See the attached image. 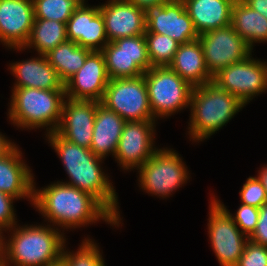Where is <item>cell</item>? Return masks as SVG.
I'll return each instance as SVG.
<instances>
[{"label":"cell","instance_id":"obj_14","mask_svg":"<svg viewBox=\"0 0 267 266\" xmlns=\"http://www.w3.org/2000/svg\"><path fill=\"white\" fill-rule=\"evenodd\" d=\"M171 37L179 44L199 37L182 0H169L146 11V32Z\"/></svg>","mask_w":267,"mask_h":266},{"label":"cell","instance_id":"obj_37","mask_svg":"<svg viewBox=\"0 0 267 266\" xmlns=\"http://www.w3.org/2000/svg\"><path fill=\"white\" fill-rule=\"evenodd\" d=\"M245 3L267 18V0H247Z\"/></svg>","mask_w":267,"mask_h":266},{"label":"cell","instance_id":"obj_33","mask_svg":"<svg viewBox=\"0 0 267 266\" xmlns=\"http://www.w3.org/2000/svg\"><path fill=\"white\" fill-rule=\"evenodd\" d=\"M236 266H267V246L249 240Z\"/></svg>","mask_w":267,"mask_h":266},{"label":"cell","instance_id":"obj_34","mask_svg":"<svg viewBox=\"0 0 267 266\" xmlns=\"http://www.w3.org/2000/svg\"><path fill=\"white\" fill-rule=\"evenodd\" d=\"M18 200L13 196L0 191V225L6 229H10L17 224V217L14 211L13 202Z\"/></svg>","mask_w":267,"mask_h":266},{"label":"cell","instance_id":"obj_18","mask_svg":"<svg viewBox=\"0 0 267 266\" xmlns=\"http://www.w3.org/2000/svg\"><path fill=\"white\" fill-rule=\"evenodd\" d=\"M99 5L109 42L118 38L143 35L146 32V11L127 0L106 1Z\"/></svg>","mask_w":267,"mask_h":266},{"label":"cell","instance_id":"obj_6","mask_svg":"<svg viewBox=\"0 0 267 266\" xmlns=\"http://www.w3.org/2000/svg\"><path fill=\"white\" fill-rule=\"evenodd\" d=\"M149 105L157 120L190 107L193 87L169 66L152 67L144 73Z\"/></svg>","mask_w":267,"mask_h":266},{"label":"cell","instance_id":"obj_25","mask_svg":"<svg viewBox=\"0 0 267 266\" xmlns=\"http://www.w3.org/2000/svg\"><path fill=\"white\" fill-rule=\"evenodd\" d=\"M231 25L252 50L254 43L267 42V18L245 2L234 3Z\"/></svg>","mask_w":267,"mask_h":266},{"label":"cell","instance_id":"obj_3","mask_svg":"<svg viewBox=\"0 0 267 266\" xmlns=\"http://www.w3.org/2000/svg\"><path fill=\"white\" fill-rule=\"evenodd\" d=\"M18 225L7 229L12 232L5 241L1 266H48L61 259L66 238L57 226Z\"/></svg>","mask_w":267,"mask_h":266},{"label":"cell","instance_id":"obj_29","mask_svg":"<svg viewBox=\"0 0 267 266\" xmlns=\"http://www.w3.org/2000/svg\"><path fill=\"white\" fill-rule=\"evenodd\" d=\"M81 3V0H33L34 19L67 23Z\"/></svg>","mask_w":267,"mask_h":266},{"label":"cell","instance_id":"obj_7","mask_svg":"<svg viewBox=\"0 0 267 266\" xmlns=\"http://www.w3.org/2000/svg\"><path fill=\"white\" fill-rule=\"evenodd\" d=\"M182 160L176 150L160 148L137 169L140 189L159 198L172 195L189 180L190 173Z\"/></svg>","mask_w":267,"mask_h":266},{"label":"cell","instance_id":"obj_27","mask_svg":"<svg viewBox=\"0 0 267 266\" xmlns=\"http://www.w3.org/2000/svg\"><path fill=\"white\" fill-rule=\"evenodd\" d=\"M91 52L92 50L67 40L50 50L45 56L65 84L84 65Z\"/></svg>","mask_w":267,"mask_h":266},{"label":"cell","instance_id":"obj_31","mask_svg":"<svg viewBox=\"0 0 267 266\" xmlns=\"http://www.w3.org/2000/svg\"><path fill=\"white\" fill-rule=\"evenodd\" d=\"M213 198L230 214L243 234L249 237L253 233L259 219V208L241 204L235 215H233L216 196H213Z\"/></svg>","mask_w":267,"mask_h":266},{"label":"cell","instance_id":"obj_40","mask_svg":"<svg viewBox=\"0 0 267 266\" xmlns=\"http://www.w3.org/2000/svg\"><path fill=\"white\" fill-rule=\"evenodd\" d=\"M3 231H7L6 228H4L2 225H0V260H2L4 251H5V241L6 237L3 236Z\"/></svg>","mask_w":267,"mask_h":266},{"label":"cell","instance_id":"obj_28","mask_svg":"<svg viewBox=\"0 0 267 266\" xmlns=\"http://www.w3.org/2000/svg\"><path fill=\"white\" fill-rule=\"evenodd\" d=\"M144 36L151 67L169 66L180 44L171 37L157 33H145Z\"/></svg>","mask_w":267,"mask_h":266},{"label":"cell","instance_id":"obj_32","mask_svg":"<svg viewBox=\"0 0 267 266\" xmlns=\"http://www.w3.org/2000/svg\"><path fill=\"white\" fill-rule=\"evenodd\" d=\"M242 204L260 208L267 203V193L258 177L247 178L239 191Z\"/></svg>","mask_w":267,"mask_h":266},{"label":"cell","instance_id":"obj_26","mask_svg":"<svg viewBox=\"0 0 267 266\" xmlns=\"http://www.w3.org/2000/svg\"><path fill=\"white\" fill-rule=\"evenodd\" d=\"M68 40L66 23L56 20L34 19L33 26L23 48H13L17 51L34 47L38 54L45 55L59 44Z\"/></svg>","mask_w":267,"mask_h":266},{"label":"cell","instance_id":"obj_23","mask_svg":"<svg viewBox=\"0 0 267 266\" xmlns=\"http://www.w3.org/2000/svg\"><path fill=\"white\" fill-rule=\"evenodd\" d=\"M198 34L231 24L235 0H182Z\"/></svg>","mask_w":267,"mask_h":266},{"label":"cell","instance_id":"obj_12","mask_svg":"<svg viewBox=\"0 0 267 266\" xmlns=\"http://www.w3.org/2000/svg\"><path fill=\"white\" fill-rule=\"evenodd\" d=\"M198 39L203 48L206 68L212 77L252 54V49L231 24L200 34Z\"/></svg>","mask_w":267,"mask_h":266},{"label":"cell","instance_id":"obj_11","mask_svg":"<svg viewBox=\"0 0 267 266\" xmlns=\"http://www.w3.org/2000/svg\"><path fill=\"white\" fill-rule=\"evenodd\" d=\"M213 82L237 96L245 105L267 90V61L254 59L231 64L213 76Z\"/></svg>","mask_w":267,"mask_h":266},{"label":"cell","instance_id":"obj_42","mask_svg":"<svg viewBox=\"0 0 267 266\" xmlns=\"http://www.w3.org/2000/svg\"><path fill=\"white\" fill-rule=\"evenodd\" d=\"M247 0H235V2H246Z\"/></svg>","mask_w":267,"mask_h":266},{"label":"cell","instance_id":"obj_2","mask_svg":"<svg viewBox=\"0 0 267 266\" xmlns=\"http://www.w3.org/2000/svg\"><path fill=\"white\" fill-rule=\"evenodd\" d=\"M64 165L69 181L64 184L78 188L95 197L121 224L118 196L115 187L104 173L101 164L104 159L97 157L90 149L72 143L56 131L45 134Z\"/></svg>","mask_w":267,"mask_h":266},{"label":"cell","instance_id":"obj_4","mask_svg":"<svg viewBox=\"0 0 267 266\" xmlns=\"http://www.w3.org/2000/svg\"><path fill=\"white\" fill-rule=\"evenodd\" d=\"M246 105L227 90L210 81L193 87L190 98L188 135L193 141H204L219 131Z\"/></svg>","mask_w":267,"mask_h":266},{"label":"cell","instance_id":"obj_39","mask_svg":"<svg viewBox=\"0 0 267 266\" xmlns=\"http://www.w3.org/2000/svg\"><path fill=\"white\" fill-rule=\"evenodd\" d=\"M258 179L261 181L267 193V165L258 170Z\"/></svg>","mask_w":267,"mask_h":266},{"label":"cell","instance_id":"obj_1","mask_svg":"<svg viewBox=\"0 0 267 266\" xmlns=\"http://www.w3.org/2000/svg\"><path fill=\"white\" fill-rule=\"evenodd\" d=\"M34 182L33 205L52 226L74 229L104 220L111 226L117 219L91 194L57 181L36 189Z\"/></svg>","mask_w":267,"mask_h":266},{"label":"cell","instance_id":"obj_19","mask_svg":"<svg viewBox=\"0 0 267 266\" xmlns=\"http://www.w3.org/2000/svg\"><path fill=\"white\" fill-rule=\"evenodd\" d=\"M86 4L82 2L66 23L68 41L92 51H101L109 42L104 20L99 5Z\"/></svg>","mask_w":267,"mask_h":266},{"label":"cell","instance_id":"obj_16","mask_svg":"<svg viewBox=\"0 0 267 266\" xmlns=\"http://www.w3.org/2000/svg\"><path fill=\"white\" fill-rule=\"evenodd\" d=\"M98 101L66 98L56 132L64 139L90 149Z\"/></svg>","mask_w":267,"mask_h":266},{"label":"cell","instance_id":"obj_30","mask_svg":"<svg viewBox=\"0 0 267 266\" xmlns=\"http://www.w3.org/2000/svg\"><path fill=\"white\" fill-rule=\"evenodd\" d=\"M77 250L66 251L65 242L60 259L64 266H105L99 246L92 239L84 238Z\"/></svg>","mask_w":267,"mask_h":266},{"label":"cell","instance_id":"obj_8","mask_svg":"<svg viewBox=\"0 0 267 266\" xmlns=\"http://www.w3.org/2000/svg\"><path fill=\"white\" fill-rule=\"evenodd\" d=\"M101 103L126 122L155 120L149 105L144 74L135 78L109 79Z\"/></svg>","mask_w":267,"mask_h":266},{"label":"cell","instance_id":"obj_5","mask_svg":"<svg viewBox=\"0 0 267 266\" xmlns=\"http://www.w3.org/2000/svg\"><path fill=\"white\" fill-rule=\"evenodd\" d=\"M11 92L8 118L17 128L31 130L47 127V134L57 130L66 99L65 90L23 87L13 88Z\"/></svg>","mask_w":267,"mask_h":266},{"label":"cell","instance_id":"obj_36","mask_svg":"<svg viewBox=\"0 0 267 266\" xmlns=\"http://www.w3.org/2000/svg\"><path fill=\"white\" fill-rule=\"evenodd\" d=\"M127 1L133 3L138 8H141L147 11L151 8L159 7L169 0H127Z\"/></svg>","mask_w":267,"mask_h":266},{"label":"cell","instance_id":"obj_21","mask_svg":"<svg viewBox=\"0 0 267 266\" xmlns=\"http://www.w3.org/2000/svg\"><path fill=\"white\" fill-rule=\"evenodd\" d=\"M39 56V57H38ZM14 62L8 69L16 78L13 88H36L46 90H64V83L58 77L55 68L45 55Z\"/></svg>","mask_w":267,"mask_h":266},{"label":"cell","instance_id":"obj_17","mask_svg":"<svg viewBox=\"0 0 267 266\" xmlns=\"http://www.w3.org/2000/svg\"><path fill=\"white\" fill-rule=\"evenodd\" d=\"M33 21V0H0V42L9 49L25 46Z\"/></svg>","mask_w":267,"mask_h":266},{"label":"cell","instance_id":"obj_38","mask_svg":"<svg viewBox=\"0 0 267 266\" xmlns=\"http://www.w3.org/2000/svg\"><path fill=\"white\" fill-rule=\"evenodd\" d=\"M16 144L0 133V158L7 155Z\"/></svg>","mask_w":267,"mask_h":266},{"label":"cell","instance_id":"obj_41","mask_svg":"<svg viewBox=\"0 0 267 266\" xmlns=\"http://www.w3.org/2000/svg\"><path fill=\"white\" fill-rule=\"evenodd\" d=\"M48 266H64L63 262L61 260H59L58 262H55L53 264H50Z\"/></svg>","mask_w":267,"mask_h":266},{"label":"cell","instance_id":"obj_13","mask_svg":"<svg viewBox=\"0 0 267 266\" xmlns=\"http://www.w3.org/2000/svg\"><path fill=\"white\" fill-rule=\"evenodd\" d=\"M155 121L157 120L125 123L114 155L121 169H138L159 150L154 145Z\"/></svg>","mask_w":267,"mask_h":266},{"label":"cell","instance_id":"obj_20","mask_svg":"<svg viewBox=\"0 0 267 266\" xmlns=\"http://www.w3.org/2000/svg\"><path fill=\"white\" fill-rule=\"evenodd\" d=\"M22 159V152L17 145L0 158V191L16 199L28 198L33 204L34 176Z\"/></svg>","mask_w":267,"mask_h":266},{"label":"cell","instance_id":"obj_15","mask_svg":"<svg viewBox=\"0 0 267 266\" xmlns=\"http://www.w3.org/2000/svg\"><path fill=\"white\" fill-rule=\"evenodd\" d=\"M108 82L103 53L92 51L84 65L64 84L66 98L101 102Z\"/></svg>","mask_w":267,"mask_h":266},{"label":"cell","instance_id":"obj_10","mask_svg":"<svg viewBox=\"0 0 267 266\" xmlns=\"http://www.w3.org/2000/svg\"><path fill=\"white\" fill-rule=\"evenodd\" d=\"M101 52L109 79L135 78L152 68L144 34L108 42Z\"/></svg>","mask_w":267,"mask_h":266},{"label":"cell","instance_id":"obj_35","mask_svg":"<svg viewBox=\"0 0 267 266\" xmlns=\"http://www.w3.org/2000/svg\"><path fill=\"white\" fill-rule=\"evenodd\" d=\"M249 240L258 245L267 246V203L259 208L258 223Z\"/></svg>","mask_w":267,"mask_h":266},{"label":"cell","instance_id":"obj_22","mask_svg":"<svg viewBox=\"0 0 267 266\" xmlns=\"http://www.w3.org/2000/svg\"><path fill=\"white\" fill-rule=\"evenodd\" d=\"M126 121L101 102L97 104L90 150L102 159L115 155Z\"/></svg>","mask_w":267,"mask_h":266},{"label":"cell","instance_id":"obj_24","mask_svg":"<svg viewBox=\"0 0 267 266\" xmlns=\"http://www.w3.org/2000/svg\"><path fill=\"white\" fill-rule=\"evenodd\" d=\"M169 67L192 87L213 81L199 39L180 44Z\"/></svg>","mask_w":267,"mask_h":266},{"label":"cell","instance_id":"obj_9","mask_svg":"<svg viewBox=\"0 0 267 266\" xmlns=\"http://www.w3.org/2000/svg\"><path fill=\"white\" fill-rule=\"evenodd\" d=\"M208 236L221 266H236L249 237L241 232L230 214L211 197Z\"/></svg>","mask_w":267,"mask_h":266}]
</instances>
